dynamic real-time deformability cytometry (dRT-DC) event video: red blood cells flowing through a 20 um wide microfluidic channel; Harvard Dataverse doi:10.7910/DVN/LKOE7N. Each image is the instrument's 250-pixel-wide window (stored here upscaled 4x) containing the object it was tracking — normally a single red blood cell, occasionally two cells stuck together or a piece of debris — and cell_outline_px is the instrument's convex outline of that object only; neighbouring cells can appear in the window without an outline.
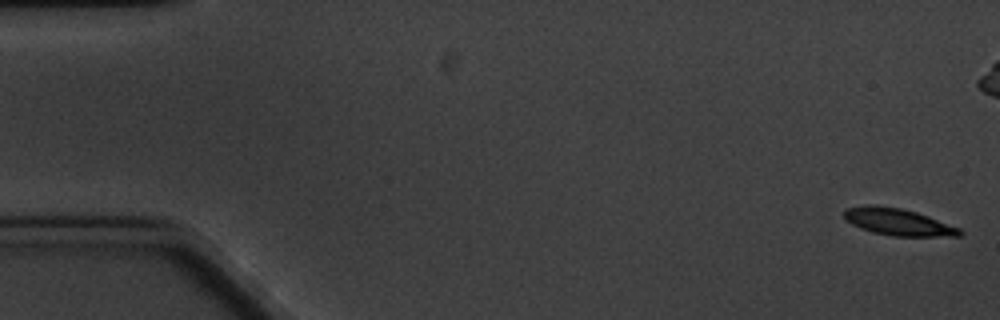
{"species": "common noctule bat (a hibernating species)", "species_latin": "Nyctalus noctula", "temperature_condition": "cold", "stored_images_in_passage": 9, "camera_frame_rate_fps": 3000, "um_per_image_px": 0.085, "animal": {"sex": "male", "body_mass_g": 20.1, "forearm_length_mm": 53.5}, "frame": {"image": 1, "passage_image": 1, "time_ms": 0.0, "image_size_px": [1000, 320], "cell_outline_px": [[964, 232], [960, 236], [892, 236], [872, 232], [860, 228], [844, 220], [844, 208], [868, 204], [876, 204], [900, 208], [916, 212], [928, 216], [960, 228]], "centroid_in_image_um": [76.3, 18.85], "position_along_channel_um": 8.7, "area_um2": 18.32}}